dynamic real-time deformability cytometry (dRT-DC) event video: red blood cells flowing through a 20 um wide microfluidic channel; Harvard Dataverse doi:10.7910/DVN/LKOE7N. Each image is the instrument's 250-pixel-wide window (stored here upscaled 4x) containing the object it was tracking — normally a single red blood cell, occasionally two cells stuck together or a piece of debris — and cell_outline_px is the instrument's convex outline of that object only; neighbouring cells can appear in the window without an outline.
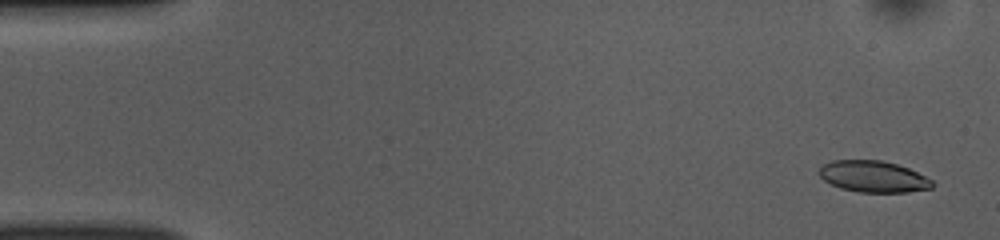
{"species": "common noctule bat (a hibernating species)", "species_latin": "Nyctalus noctula", "temperature_condition": "room temperature", "stored_images_in_passage": 52, "camera_frame_rate_fps": 3000, "um_per_image_px": 0.085, "animal": {"sex": "female", "body_mass_g": 10.0, "forearm_length_mm": 53.1}, "frame": {"image": 1, "passage_image": 3, "time_ms": 0.667, "image_size_px": [1000, 240], "cell_outline_px": [[936, 184], [932, 188], [908, 192], [860, 192], [840, 188], [824, 180], [820, 176], [820, 168], [824, 164], [832, 160], [880, 160], [896, 164], [908, 168], [932, 180]], "centroid_in_image_um": [74.25, 15.01], "position_along_channel_um": 10.8, "area_um2": 20.58}}
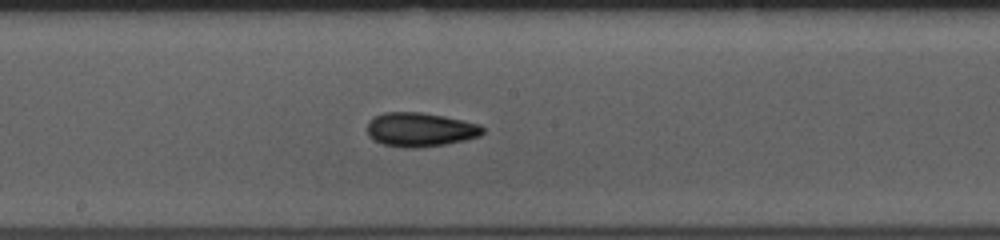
{"frame": {"image": 2, "passage_image": 28, "time_ms": 9.0, "image_size_px": [1000, 240], "cell_outline_px": [[484, 132], [480, 136], [464, 140], [444, 144], [416, 148], [408, 148], [384, 144], [368, 136], [368, 120], [384, 112], [420, 112], [444, 116], [464, 120], [480, 124], [484, 128]], "centroid_in_image_um": [35.74, 11.0], "position_along_channel_um": 212.5, "area_um2": 22.83}}
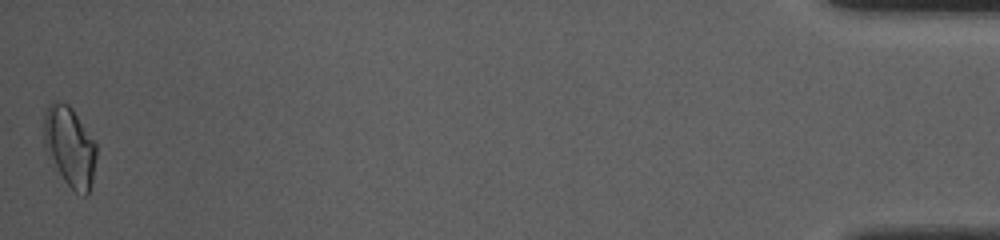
{"frame": {"image": 3, "passage_image": 52, "time_ms": 17.0, "image_size_px": [1000, 240], "cell_outline_px": [[96, 156], [92, 180], [88, 192], [84, 196], [76, 192], [64, 180], [44, 148], [44, 116], [48, 104], [52, 100], [56, 100], [68, 104], [72, 108], [96, 144]], "centroid_in_image_um": [5.91, 12.42], "position_along_channel_um": 429.3, "area_um2": 24.1}, "authors_computed_cell_mechanics": {"area_um2": 21.9062, "velocity_mm_per_s": 3.8648, "shape_relaxation_time_tau1_ms": 3.6439, "shape_relaxation_time_tau2_ms": 5.1267, "deformation_change_tau1": 0.1168, "deformation_change_tau2": 0.1102}}